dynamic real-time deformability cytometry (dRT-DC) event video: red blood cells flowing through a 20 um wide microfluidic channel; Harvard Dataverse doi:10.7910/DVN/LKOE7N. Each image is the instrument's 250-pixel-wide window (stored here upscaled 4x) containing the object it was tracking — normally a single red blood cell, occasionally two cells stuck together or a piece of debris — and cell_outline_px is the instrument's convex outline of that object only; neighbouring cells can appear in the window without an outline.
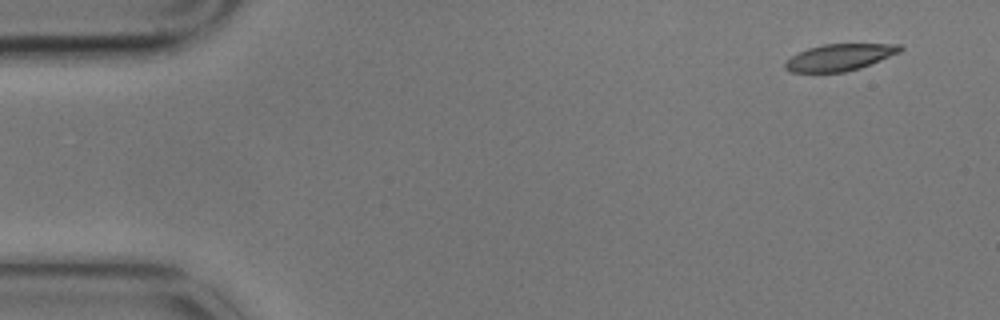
{"species": "common noctule bat (a hibernating species)", "species_latin": "Nyctalus noctula", "temperature_condition": "cold", "stored_images_in_passage": 5, "camera_frame_rate_fps": 3000, "um_per_image_px": 0.085, "animal": {"sex": "male", "body_mass_g": 17.9}, "frame": {"image": 1, "passage_image": 1, "time_ms": 0.0, "image_size_px": [1000, 320], "cell_outline_px": [[904, 48], [900, 52], [860, 68], [844, 72], [788, 72], [784, 68], [784, 64], [792, 56], [808, 48], [824, 44], [900, 44]], "centroid_in_image_um": [71.36, 4.87], "position_along_channel_um": 13.6, "area_um2": 17.74}}
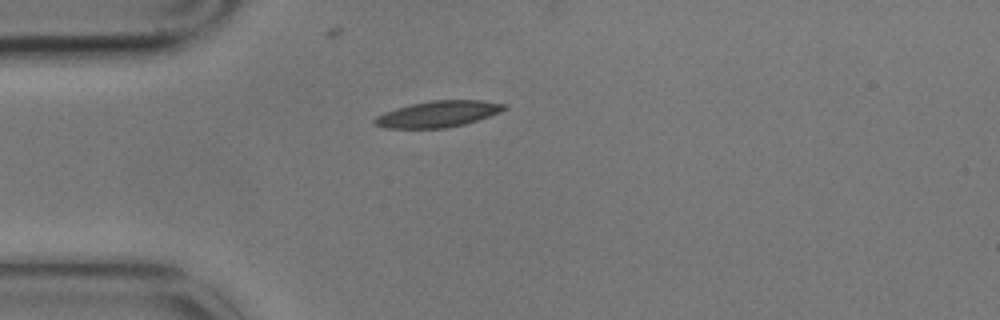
{"frame": {"image": 2, "passage_image": 4, "time_ms": 1.0, "image_size_px": [1000, 320], "cell_outline_px": [[508, 108], [500, 112], [464, 124], [444, 128], [384, 128], [376, 124], [372, 120], [376, 116], [384, 112], [396, 108], [412, 104], [432, 100], [480, 100], [508, 104]], "centroid_in_image_um": [37.24, 9.68], "position_along_channel_um": 47.8, "area_um2": 19.71}}